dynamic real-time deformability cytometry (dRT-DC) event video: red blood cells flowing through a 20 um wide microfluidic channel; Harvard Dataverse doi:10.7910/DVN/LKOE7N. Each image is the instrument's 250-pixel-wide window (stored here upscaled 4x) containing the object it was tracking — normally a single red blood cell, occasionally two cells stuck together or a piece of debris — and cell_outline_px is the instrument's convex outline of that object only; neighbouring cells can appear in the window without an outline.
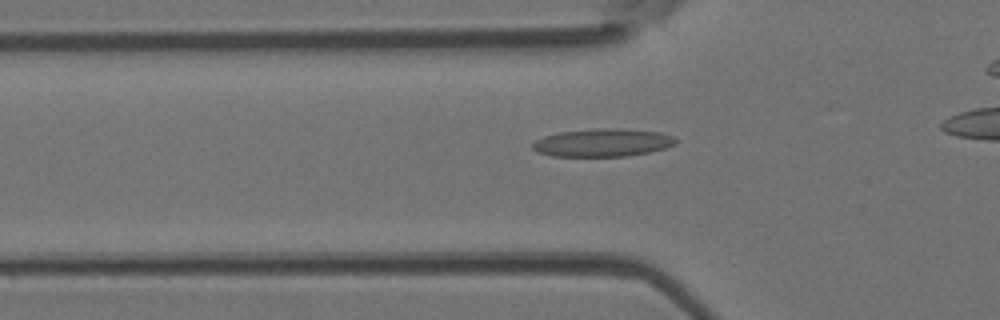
{"species": "Egyptian fruit bat (a non-hibernating species)", "species_latin": "Rousettus aegyptiacus", "temperature_condition": "room temperature", "stored_images_in_passage": 32, "camera_frame_rate_fps": 3000, "um_per_image_px": 0.085, "animal": {"sex": "female"}, "frame": {"image": 1, "passage_image": 8, "time_ms": 2.333, "image_size_px": [1000, 320], "cell_outline_px": [[676, 144], [664, 148], [648, 152], [628, 156], [552, 156], [536, 152], [532, 148], [532, 144], [536, 140], [544, 136], [560, 132], [600, 128], [620, 128], [660, 132], [672, 136], [676, 140]], "centroid_in_image_um": [51.21, 12.12], "position_along_channel_um": 74.6, "area_um2": 23.24}}
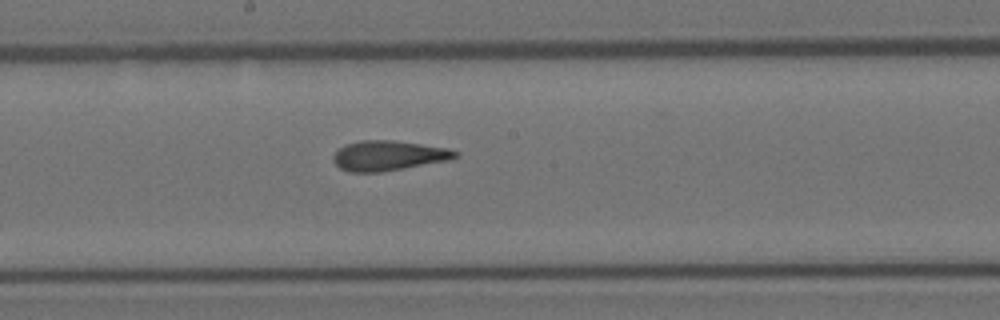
{"frame": {"image": 2, "passage_image": 18, "time_ms": 5.667, "image_size_px": [1000, 320], "cell_outline_px": [[460, 156], [448, 160], [404, 168], [380, 172], [348, 172], [340, 168], [332, 160], [332, 156], [344, 144], [360, 140], [392, 140], [448, 148], [460, 152]], "centroid_in_image_um": [33.0, 13.22], "position_along_channel_um": 215.2, "area_um2": 21.33}}
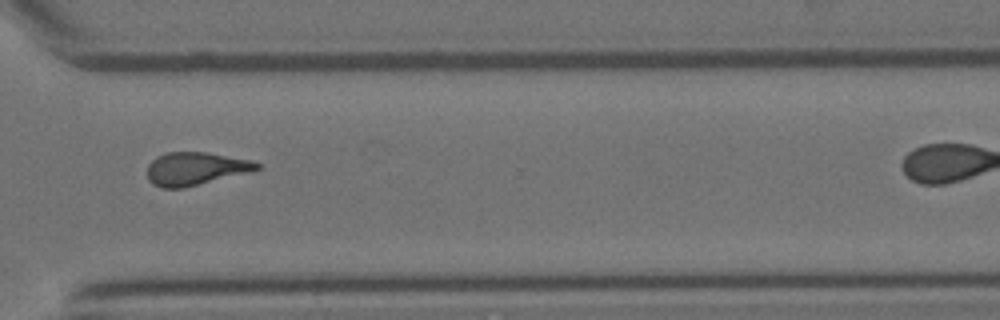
{"frame": {"image": 3, "passage_image": 28, "time_ms": 9.0, "image_size_px": [1000, 320], "cell_outline_px": [[260, 168], [248, 172], [184, 188], [160, 188], [152, 184], [148, 180], [148, 164], [156, 156], [168, 152], [204, 152], [252, 160], [260, 164]], "centroid_in_image_um": [16.57, 14.34], "position_along_channel_um": 354.0, "area_um2": 20.98}}